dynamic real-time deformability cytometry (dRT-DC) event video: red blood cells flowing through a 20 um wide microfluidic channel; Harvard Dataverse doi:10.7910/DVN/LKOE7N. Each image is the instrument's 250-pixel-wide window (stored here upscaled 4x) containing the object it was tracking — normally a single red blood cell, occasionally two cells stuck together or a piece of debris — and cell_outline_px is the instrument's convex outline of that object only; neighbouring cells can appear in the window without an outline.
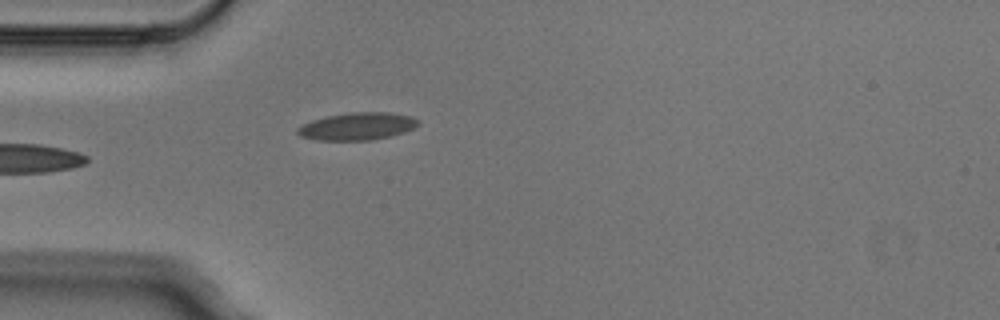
{"species": "Egyptian fruit bat (a non-hibernating species)", "species_latin": "Rousettus aegyptiacus", "temperature_condition": "cold", "stored_images_in_passage": 5, "camera_frame_rate_fps": 3000, "um_per_image_px": 0.085, "animal": {"sex": "male"}, "frame": {"image": 1, "passage_image": 5, "time_ms": 1.333, "image_size_px": [1000, 320], "cell_outline_px": [[420, 124], [404, 132], [392, 136], [372, 140], [316, 140], [300, 136], [296, 132], [296, 128], [312, 120], [328, 116], [352, 112], [388, 112], [412, 116], [420, 120]], "centroid_in_image_um": [30.39, 10.74], "position_along_channel_um": 54.6, "area_um2": 19.36}}